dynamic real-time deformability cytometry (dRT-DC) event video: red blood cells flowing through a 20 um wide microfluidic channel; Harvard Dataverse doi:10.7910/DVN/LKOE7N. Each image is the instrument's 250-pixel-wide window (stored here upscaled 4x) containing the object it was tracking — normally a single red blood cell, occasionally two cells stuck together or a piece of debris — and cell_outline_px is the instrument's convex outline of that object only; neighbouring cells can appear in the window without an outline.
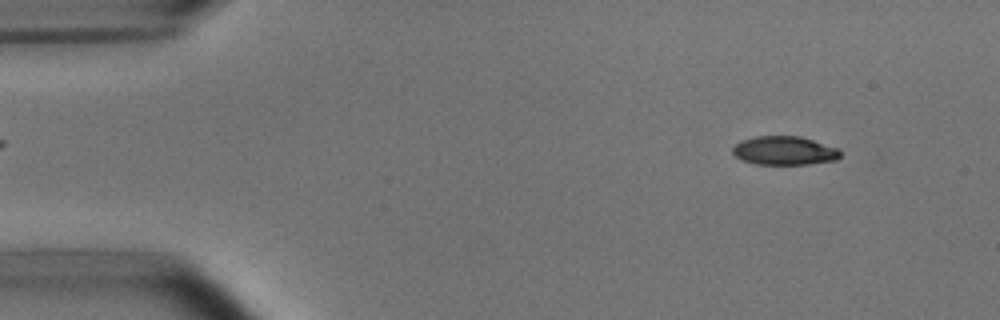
{"species": "common noctule bat (a hibernating species)", "species_latin": "Nyctalus noctula", "temperature_condition": "room temperature", "stored_images_in_passage": 49, "camera_frame_rate_fps": 3000, "um_per_image_px": 0.085, "animal": {"sex": "male", "body_mass_g": 15.6}, "frame": {"image": 1, "passage_image": 2, "time_ms": 0.333, "image_size_px": [1000, 320], "cell_outline_px": [[840, 156], [836, 160], [808, 164], [756, 164], [744, 160], [736, 156], [732, 152], [732, 148], [740, 140], [756, 136], [800, 136], [840, 148]], "centroid_in_image_um": [66.69, 12.79], "position_along_channel_um": 18.3, "area_um2": 18.03}}
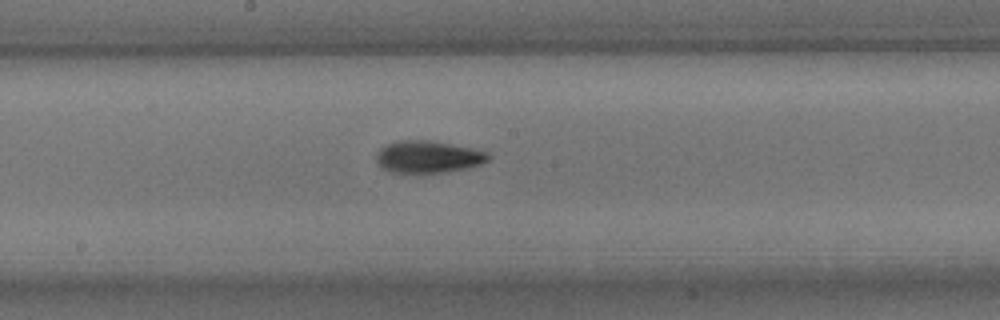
{"frame": {"image": 2, "passage_image": 24, "time_ms": 7.667, "image_size_px": [1000, 320], "cell_outline_px": [[492, 156], [488, 160], [480, 164], [464, 168], [444, 172], [392, 172], [384, 168], [376, 160], [376, 156], [380, 148], [396, 140], [428, 140], [452, 144], [472, 148], [488, 152]], "centroid_in_image_um": [36.41, 13.31], "position_along_channel_um": 211.8, "area_um2": 20.69}}
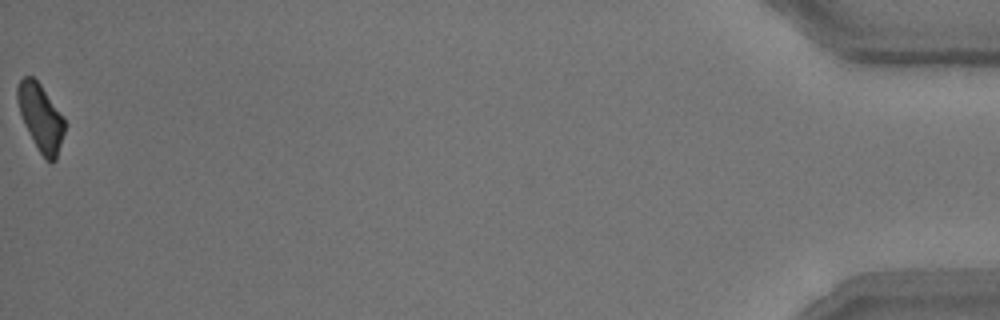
{"frame": {"image": 3, "passage_image": 49, "time_ms": 16.0, "image_size_px": [1000, 320], "cell_outline_px": [[68, 124], [56, 160], [52, 164], [48, 164], [40, 152], [28, 132], [24, 124], [16, 100], [16, 88], [20, 80], [24, 76], [32, 76], [40, 84], [64, 116]], "centroid_in_image_um": [3.49, 10.02], "position_along_channel_um": 431.7, "area_um2": 18.84}, "authors_computed_cell_mechanics": {"area_um2": 19.652, "velocity_mm_per_s": 3.8014, "shape_relaxation_time_tau1_ms": 2.8909, "shape_relaxation_time_tau2_ms": 3.8181, "deformation_change_tau1": 0.148, "deformation_change_tau2": 0.1112}}